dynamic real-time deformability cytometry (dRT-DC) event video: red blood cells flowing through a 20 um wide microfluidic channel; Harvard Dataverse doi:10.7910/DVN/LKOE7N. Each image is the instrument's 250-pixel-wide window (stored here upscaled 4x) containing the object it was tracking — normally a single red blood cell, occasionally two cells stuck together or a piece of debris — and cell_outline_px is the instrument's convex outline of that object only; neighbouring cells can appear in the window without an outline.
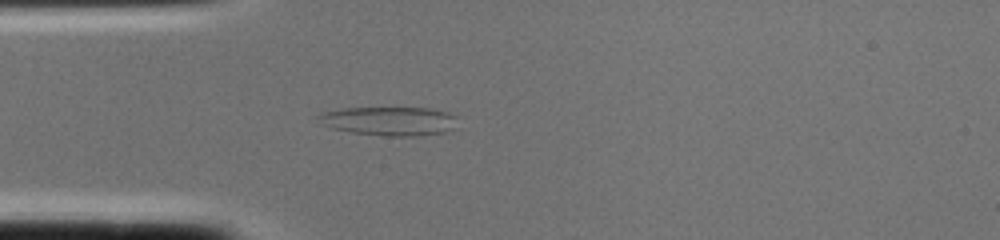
{"species": "common noctule bat (a hibernating species)", "species_latin": "Nyctalus noctula", "temperature_condition": "cold", "stored_images_in_passage": 1, "camera_frame_rate_fps": 3000, "um_per_image_px": 0.085, "animal": {"sex": "female", "body_mass_g": 22.0, "forearm_length_mm": 56.7}, "frame": {"image": 1, "passage_image": 1, "time_ms": 0.0, "image_size_px": [1000, 240], "cell_outline_px": [[456, 116], [452, 128], [444, 132], [420, 136], [388, 136], [352, 132], [332, 128], [320, 124], [316, 116], [324, 112], [344, 108], [428, 108], [448, 112]], "centroid_in_image_um": [33.06, 10.29], "position_along_channel_um": 51.9, "area_um2": 23.24}}